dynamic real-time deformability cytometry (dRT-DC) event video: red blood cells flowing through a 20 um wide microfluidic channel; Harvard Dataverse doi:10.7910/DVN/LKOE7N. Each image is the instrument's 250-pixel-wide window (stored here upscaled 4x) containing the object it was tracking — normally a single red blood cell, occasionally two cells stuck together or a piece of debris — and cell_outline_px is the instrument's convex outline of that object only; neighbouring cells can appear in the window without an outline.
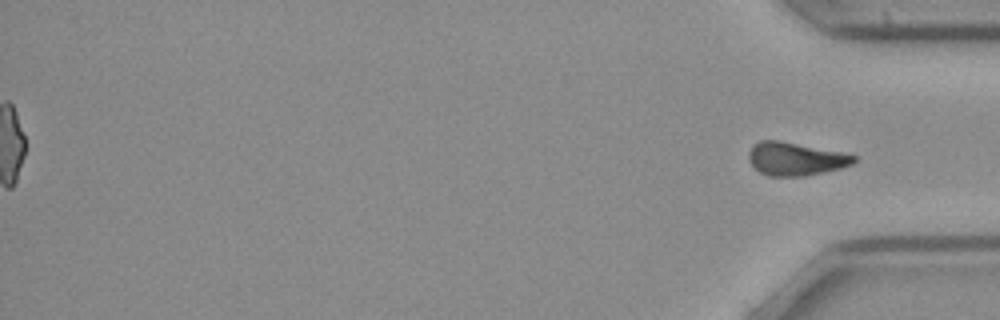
{"species": "common noctule bat (a hibernating species)", "species_latin": "Nyctalus noctula", "temperature_condition": "cold", "stored_images_in_passage": 52, "segment_of_instrument_passage": [2, 2], "camera_frame_rate_fps": 3000, "um_per_image_px": 0.085, "animal": {"sex": "female", "body_mass_g": 21.9}, "frame": {"image": 1, "passage_image": 52, "time_ms": 17.0, "image_size_px": [1000, 320], "cell_outline_px": [[856, 160], [852, 164], [840, 168], [824, 172], [804, 176], [768, 176], [760, 172], [748, 160], [748, 152], [752, 144], [760, 140], [780, 140], [840, 152], [856, 156]], "centroid_in_image_um": [67.57, 13.5], "position_along_channel_um": 367.6, "area_um2": 20.29}}